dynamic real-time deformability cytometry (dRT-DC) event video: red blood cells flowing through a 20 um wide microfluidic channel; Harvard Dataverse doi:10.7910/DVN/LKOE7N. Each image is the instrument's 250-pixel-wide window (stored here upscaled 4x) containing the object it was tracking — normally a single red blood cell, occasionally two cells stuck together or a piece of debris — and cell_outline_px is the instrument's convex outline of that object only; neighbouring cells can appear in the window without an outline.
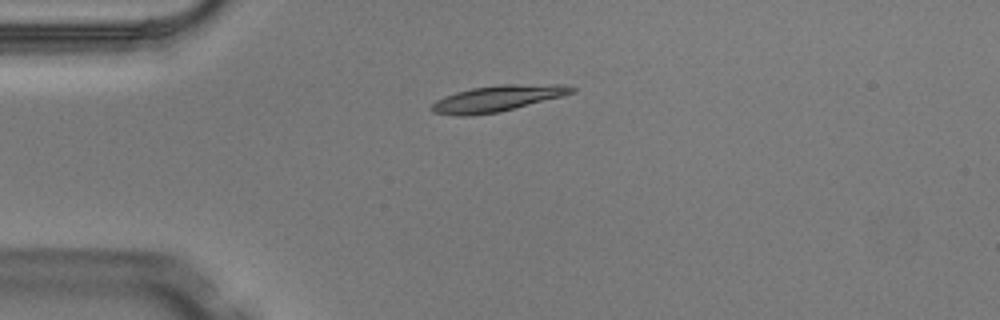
{"species": "Egyptian fruit bat (a non-hibernating species)", "species_latin": "Rousettus aegyptiacus", "temperature_condition": "warm", "stored_images_in_passage": 1, "camera_frame_rate_fps": 3000, "um_per_image_px": 0.085, "animal": {"sex": "male"}, "frame": {"image": 1, "passage_image": 1, "time_ms": 0.0, "image_size_px": [1000, 320], "cell_outline_px": [[576, 92], [500, 112], [468, 116], [460, 116], [432, 112], [428, 108], [436, 100], [444, 96], [456, 92], [472, 88], [504, 84], [564, 84], [576, 88]], "centroid_in_image_um": [42.26, 8.37], "position_along_channel_um": 42.7, "area_um2": 21.33}}